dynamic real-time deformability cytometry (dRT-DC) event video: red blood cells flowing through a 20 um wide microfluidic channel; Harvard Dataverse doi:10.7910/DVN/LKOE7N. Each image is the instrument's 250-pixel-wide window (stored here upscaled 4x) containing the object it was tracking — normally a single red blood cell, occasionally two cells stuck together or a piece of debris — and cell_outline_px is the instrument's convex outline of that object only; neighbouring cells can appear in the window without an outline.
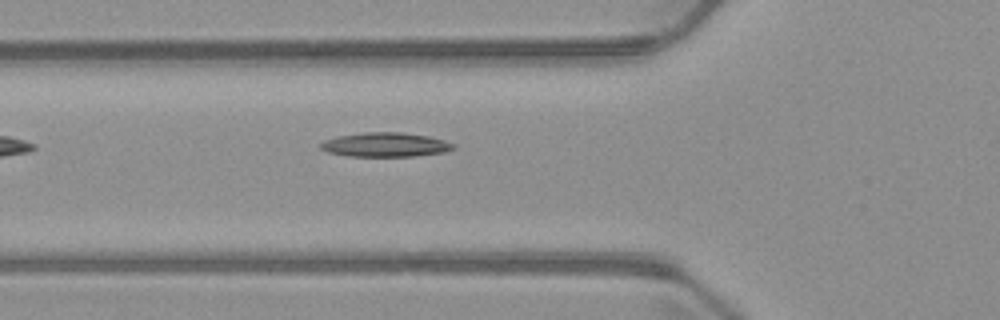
{"species": "common noctule bat (a hibernating species)", "species_latin": "Nyctalus noctula", "temperature_condition": "warm", "stored_images_in_passage": 5, "camera_frame_rate_fps": 3000, "um_per_image_px": 0.085, "animal": {"sex": "male", "body_mass_g": 23.1, "forearm_length_mm": 52.7}, "frame": {"image": 1, "passage_image": 5, "time_ms": 4.667, "image_size_px": [1000, 320], "cell_outline_px": [[456, 148], [444, 152], [412, 156], [348, 156], [328, 152], [320, 148], [320, 144], [324, 140], [336, 136], [364, 132], [404, 132], [428, 136], [444, 140], [456, 144]], "centroid_in_image_um": [32.76, 12.29], "position_along_channel_um": 93.0, "area_um2": 18.84}}